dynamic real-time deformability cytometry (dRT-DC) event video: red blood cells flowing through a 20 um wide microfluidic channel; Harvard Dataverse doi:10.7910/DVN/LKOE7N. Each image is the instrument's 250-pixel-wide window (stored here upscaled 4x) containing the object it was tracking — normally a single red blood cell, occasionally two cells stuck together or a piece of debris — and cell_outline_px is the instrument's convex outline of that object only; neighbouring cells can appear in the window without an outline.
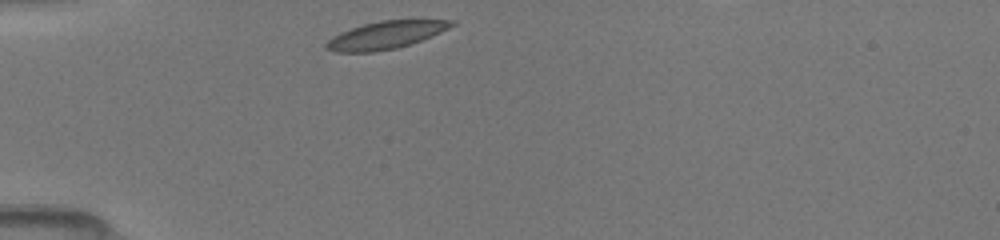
{"species": "common noctule bat (a hibernating species)", "species_latin": "Nyctalus noctula", "temperature_condition": "room temperature", "stored_images_in_passage": 16, "camera_frame_rate_fps": 3000, "um_per_image_px": 0.085, "animal": {"sex": "female", "body_mass_g": 19.5, "forearm_length_mm": 54.1}, "frame": {"image": 1, "passage_image": 1, "time_ms": 0.0, "image_size_px": [1000, 240], "cell_outline_px": [[456, 24], [440, 32], [420, 40], [396, 48], [372, 52], [336, 52], [324, 48], [324, 44], [332, 36], [340, 32], [364, 24], [380, 20], [456, 20]], "centroid_in_image_um": [32.74, 2.98], "position_along_channel_um": 52.3, "area_um2": 19.94}}
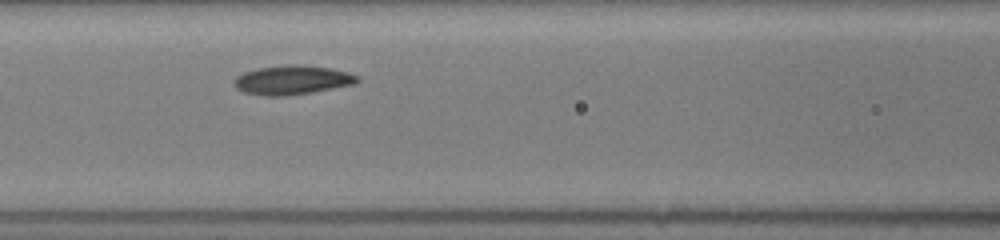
{"frame": {"image": 2, "passage_image": 7, "time_ms": 2.667, "image_size_px": [1000, 240], "cell_outline_px": [[360, 80], [356, 84], [312, 92], [284, 96], [264, 96], [244, 92], [236, 88], [232, 84], [232, 80], [236, 76], [244, 72], [260, 68], [288, 64], [300, 64], [332, 68], [348, 72], [360, 76]], "centroid_in_image_um": [24.85, 6.8], "position_along_channel_um": 141.7, "area_um2": 21.21}}
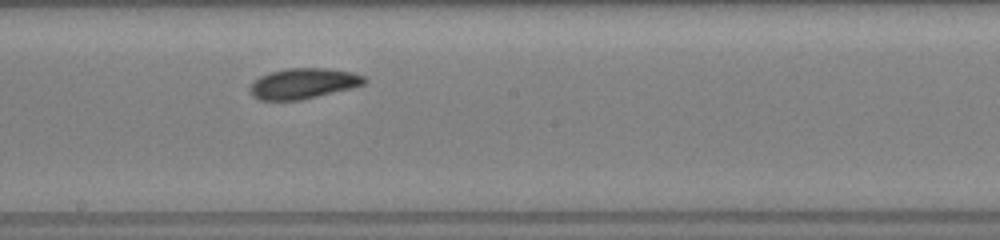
{"frame": {"image": 3, "passage_image": 15, "time_ms": 4.667, "image_size_px": [1000, 240], "cell_outline_px": [[368, 80], [364, 84], [352, 88], [300, 100], [260, 100], [252, 96], [248, 92], [248, 88], [252, 80], [260, 76], [284, 68], [324, 68], [352, 72], [364, 76]], "centroid_in_image_um": [25.73, 7.1], "position_along_channel_um": 222.5, "area_um2": 20.52}}